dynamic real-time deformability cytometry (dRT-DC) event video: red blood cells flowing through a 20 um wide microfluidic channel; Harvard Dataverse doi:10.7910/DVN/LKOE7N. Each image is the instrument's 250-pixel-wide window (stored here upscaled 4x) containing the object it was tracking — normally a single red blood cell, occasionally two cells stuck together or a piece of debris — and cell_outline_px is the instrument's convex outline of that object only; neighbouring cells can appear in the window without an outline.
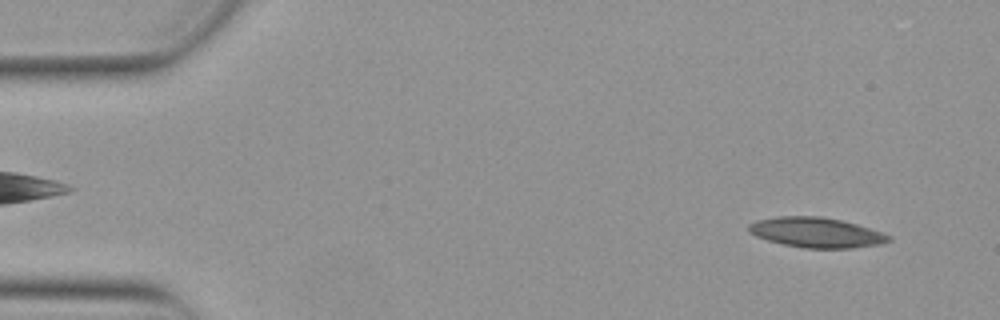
{"species": "Egyptian fruit bat (a non-hibernating species)", "species_latin": "Rousettus aegyptiacus", "temperature_condition": "warm", "stored_images_in_passage": 6, "camera_frame_rate_fps": 3000, "um_per_image_px": 0.085, "animal": {"sex": "female"}, "frame": {"image": 1, "passage_image": 3, "time_ms": 0.667, "image_size_px": [1000, 320], "cell_outline_px": [[892, 240], [880, 244], [852, 248], [804, 248], [784, 244], [768, 240], [756, 236], [748, 232], [748, 224], [756, 220], [776, 216], [820, 216], [840, 220], [856, 224], [884, 232], [892, 236]], "centroid_in_image_um": [69.39, 19.76], "position_along_channel_um": 15.6, "area_um2": 24.62}}